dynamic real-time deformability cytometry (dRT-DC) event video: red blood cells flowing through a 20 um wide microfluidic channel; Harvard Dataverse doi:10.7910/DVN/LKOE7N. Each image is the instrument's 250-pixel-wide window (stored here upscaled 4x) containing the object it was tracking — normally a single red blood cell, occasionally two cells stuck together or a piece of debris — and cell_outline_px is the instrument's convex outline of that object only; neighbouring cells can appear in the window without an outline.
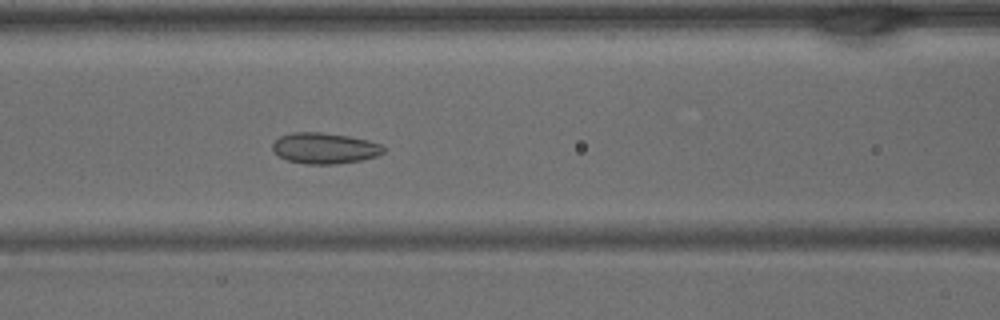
{"species": "common noctule bat (a hibernating species)", "species_latin": "Nyctalus noctula", "temperature_condition": "warm", "stored_images_in_passage": 42, "camera_frame_rate_fps": 3000, "um_per_image_px": 0.085, "animal": {"sex": "male", "body_mass_g": 15.6}, "frame": {"image": 1, "passage_image": 18, "time_ms": 5.667, "image_size_px": [1000, 320], "cell_outline_px": [[384, 152], [376, 156], [360, 160], [332, 164], [304, 164], [288, 160], [280, 156], [272, 148], [272, 144], [280, 136], [292, 132], [320, 132], [348, 136], [368, 140], [380, 144], [384, 148]], "centroid_in_image_um": [27.58, 12.59], "position_along_channel_um": 139.0, "area_um2": 19.77}}
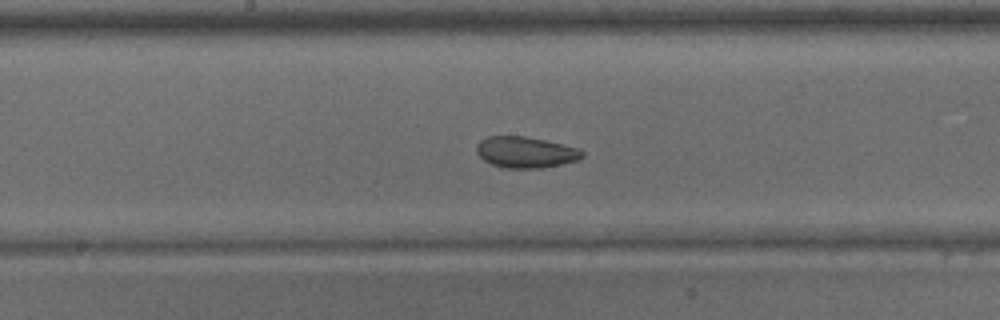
{"frame": {"image": 2, "passage_image": 22, "time_ms": 7.0, "image_size_px": [1000, 320], "cell_outline_px": [[584, 156], [576, 160], [560, 164], [540, 168], [504, 168], [492, 164], [484, 160], [476, 152], [476, 144], [480, 140], [488, 136], [524, 136], [544, 140], [576, 148], [584, 152]], "centroid_in_image_um": [44.62, 12.94], "position_along_channel_um": 203.6, "area_um2": 18.96}}
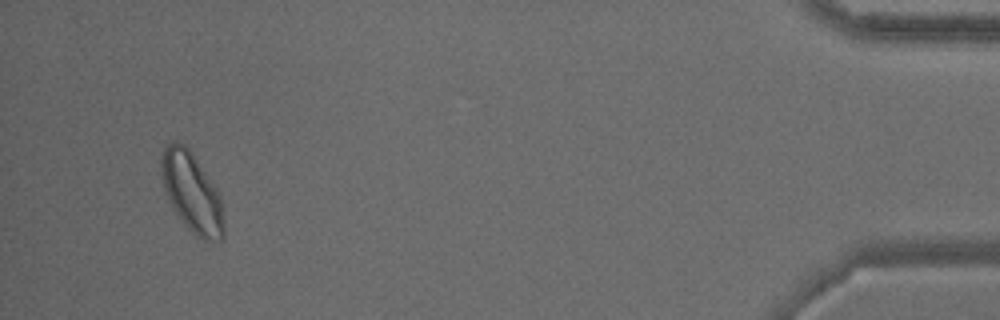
{"frame": {"image": 3, "passage_image": 40, "time_ms": 13.0, "image_size_px": [1000, 320], "cell_outline_px": [[224, 236], [220, 240], [204, 240], [196, 236], [188, 228], [176, 212], [164, 188], [160, 164], [160, 160], [164, 148], [172, 140], [180, 140], [188, 148], [220, 192], [224, 220]], "centroid_in_image_um": [16.33, 16.33], "position_along_channel_um": 418.9, "area_um2": 28.84}}